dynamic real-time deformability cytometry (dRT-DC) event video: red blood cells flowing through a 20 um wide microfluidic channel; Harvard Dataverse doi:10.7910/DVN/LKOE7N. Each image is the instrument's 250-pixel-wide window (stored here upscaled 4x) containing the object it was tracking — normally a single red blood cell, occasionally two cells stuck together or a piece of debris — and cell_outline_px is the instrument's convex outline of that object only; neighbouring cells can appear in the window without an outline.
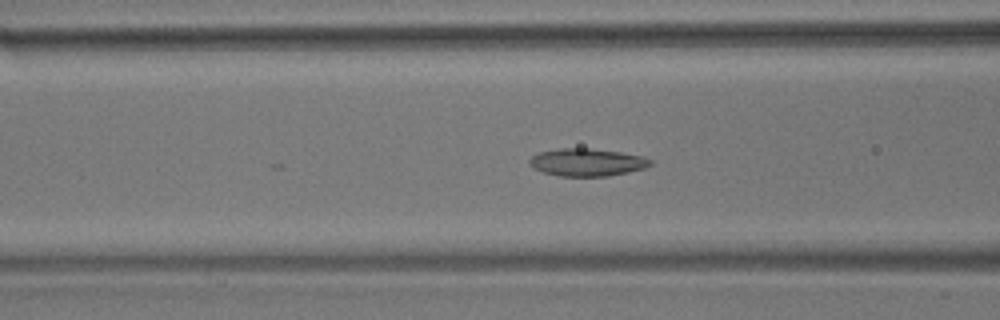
{"species": "common noctule bat (a hibernating species)", "species_latin": "Nyctalus noctula", "temperature_condition": "room temperature", "stored_images_in_passage": 31, "camera_frame_rate_fps": 3000, "um_per_image_px": 0.085, "animal": {"sex": "male", "body_mass_g": 17.9}, "frame": {"image": 1, "passage_image": 22, "time_ms": 7.0, "image_size_px": [1000, 320], "cell_outline_px": [[652, 164], [644, 168], [628, 172], [608, 176], [556, 176], [544, 172], [528, 164], [528, 160], [532, 156], [540, 152], [556, 148], [588, 148], [620, 152], [644, 156], [652, 160]], "centroid_in_image_um": [49.9, 13.79], "position_along_channel_um": 116.7, "area_um2": 19.48}}
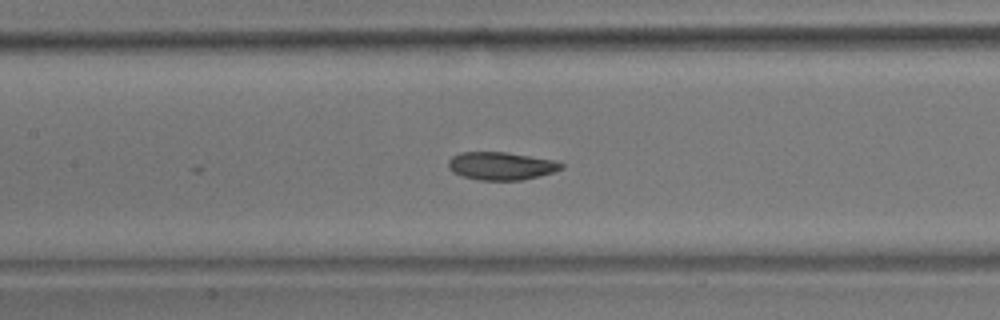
{"frame": {"image": 2, "passage_image": 26, "time_ms": 8.333, "image_size_px": [1000, 320], "cell_outline_px": [[564, 168], [540, 176], [520, 180], [480, 180], [464, 176], [452, 172], [448, 168], [448, 160], [452, 156], [460, 152], [504, 152], [556, 160], [564, 164]], "centroid_in_image_um": [42.6, 14.1], "position_along_channel_um": 164.8, "area_um2": 18.38}}